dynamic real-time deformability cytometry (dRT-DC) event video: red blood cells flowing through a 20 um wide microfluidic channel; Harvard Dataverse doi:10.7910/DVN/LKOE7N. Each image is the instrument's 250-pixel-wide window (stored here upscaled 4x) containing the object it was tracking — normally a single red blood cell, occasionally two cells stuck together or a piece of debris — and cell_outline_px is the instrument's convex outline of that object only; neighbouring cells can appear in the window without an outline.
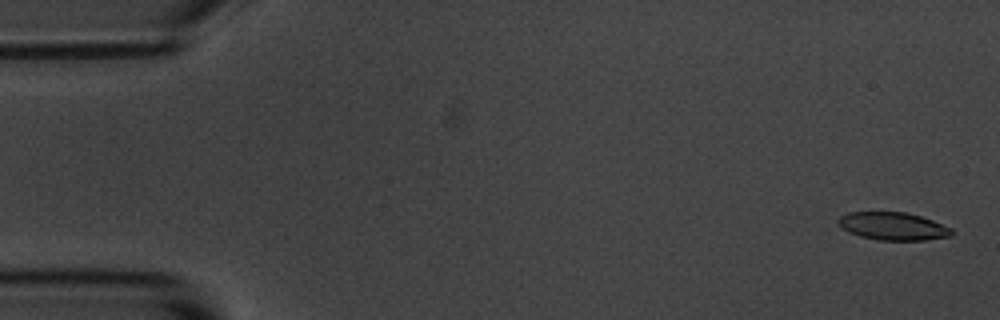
{"species": "common noctule bat (a hibernating species)", "species_latin": "Nyctalus noctula", "temperature_condition": "room temperature", "stored_images_in_passage": 55, "camera_frame_rate_fps": 3000, "um_per_image_px": 0.085, "animal": {"sex": "male", "body_mass_g": 20.1, "forearm_length_mm": 53.5}, "frame": {"image": 1, "passage_image": 2, "time_ms": 0.333, "image_size_px": [1000, 320], "cell_outline_px": [[952, 236], [924, 240], [880, 240], [860, 236], [848, 232], [836, 224], [836, 220], [840, 216], [848, 212], [904, 212], [920, 216], [932, 220], [952, 228]], "centroid_in_image_um": [75.87, 19.22], "position_along_channel_um": 9.1, "area_um2": 18.44}}
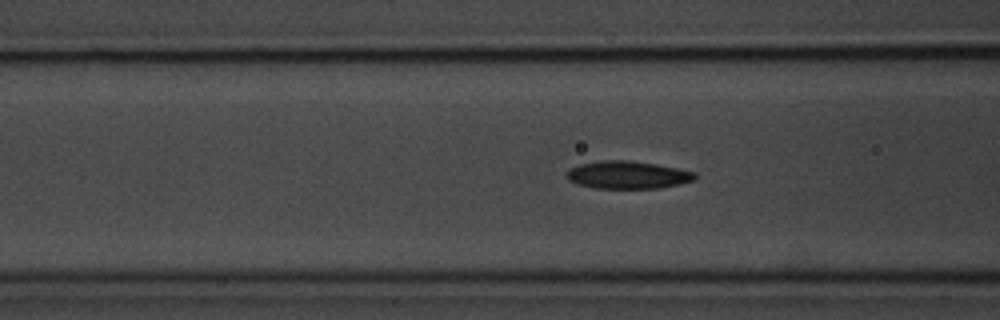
{"frame": {"image": 2, "passage_image": 21, "time_ms": 6.667, "image_size_px": [1000, 320], "cell_outline_px": [[696, 180], [680, 184], [660, 188], [596, 188], [576, 184], [568, 180], [564, 172], [568, 168], [580, 164], [600, 160], [628, 160], [656, 164], [696, 172]], "centroid_in_image_um": [53.32, 14.86], "position_along_channel_um": 113.3, "area_um2": 20.92}}
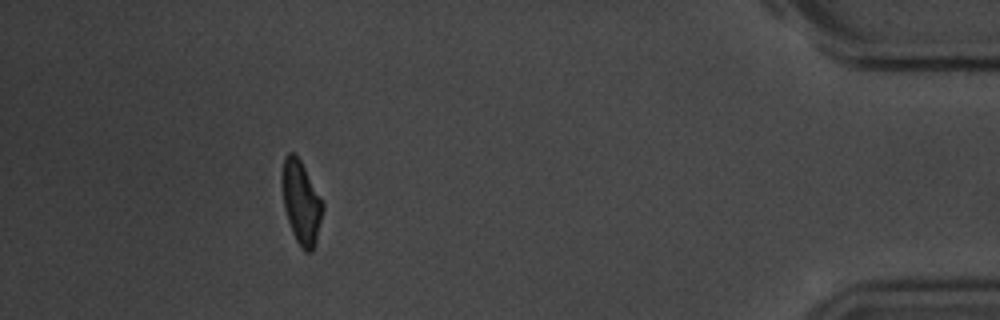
{"frame": {"image": 3, "passage_image": 50, "time_ms": 16.333, "image_size_px": [1000, 320], "cell_outline_px": [[324, 208], [316, 240], [312, 252], [304, 252], [296, 240], [292, 232], [284, 208], [280, 180], [284, 156], [288, 152], [292, 152], [300, 160], [324, 204]], "centroid_in_image_um": [25.57, 17.19], "position_along_channel_um": 409.6, "area_um2": 19.71}, "authors_computed_cell_mechanics": {"area_um2": 20.1144, "velocity_mm_per_s": 3.6565, "shape_relaxation_time_tau1_ms": 3.6036, "shape_relaxation_time_tau2_ms": 2.685, "deformation_change_tau1": 0.1279, "deformation_change_tau2": 0.1022}}